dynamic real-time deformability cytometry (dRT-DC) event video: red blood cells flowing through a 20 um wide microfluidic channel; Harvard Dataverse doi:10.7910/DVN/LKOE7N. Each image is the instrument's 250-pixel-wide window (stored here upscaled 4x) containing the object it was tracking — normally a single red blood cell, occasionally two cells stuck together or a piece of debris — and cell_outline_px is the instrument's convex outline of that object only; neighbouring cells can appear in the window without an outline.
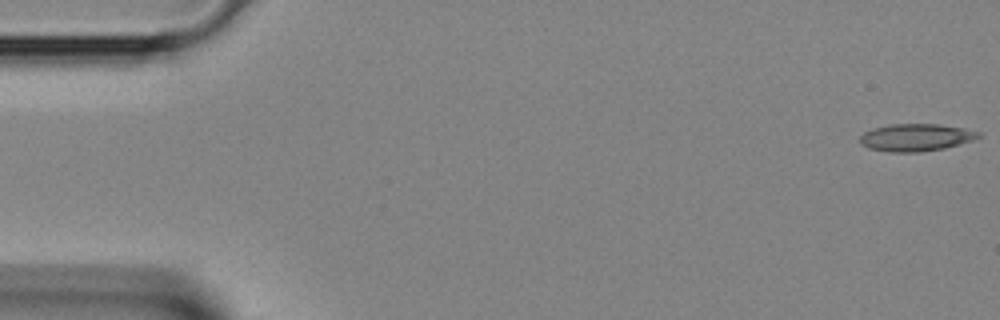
{"species": "Egyptian fruit bat (a non-hibernating species)", "species_latin": "Rousettus aegyptiacus", "temperature_condition": "room temperature", "stored_images_in_passage": 2, "segment_of_instrument_passage": [2, 2], "camera_frame_rate_fps": 3000, "um_per_image_px": 0.085, "animal": {"sex": "female"}, "frame": {"image": 1, "passage_image": 2, "time_ms": 0.333, "image_size_px": [1000, 320], "cell_outline_px": [[980, 136], [972, 140], [944, 148], [920, 152], [892, 152], [868, 148], [860, 144], [860, 136], [864, 132], [872, 128], [888, 124], [940, 124], [964, 128], [980, 132]], "centroid_in_image_um": [77.81, 11.67], "position_along_channel_um": 7.2, "area_um2": 18.9}}